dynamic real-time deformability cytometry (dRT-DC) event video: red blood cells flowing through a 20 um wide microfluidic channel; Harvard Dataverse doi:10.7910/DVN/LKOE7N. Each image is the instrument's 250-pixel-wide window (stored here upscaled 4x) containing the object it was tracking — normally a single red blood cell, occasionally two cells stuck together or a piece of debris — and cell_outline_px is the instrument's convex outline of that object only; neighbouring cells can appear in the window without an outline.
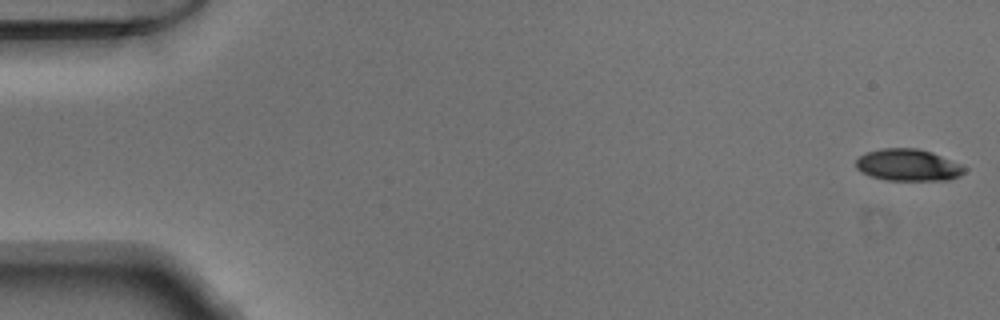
{"species": "Egyptian fruit bat (a non-hibernating species)", "species_latin": "Rousettus aegyptiacus", "temperature_condition": "warm", "stored_images_in_passage": 51, "camera_frame_rate_fps": 3000, "um_per_image_px": 0.085, "animal": {"sex": "male"}, "frame": {"image": 1, "passage_image": 1, "time_ms": 0.0, "image_size_px": [1000, 320], "cell_outline_px": [[968, 168], [960, 176], [948, 180], [888, 180], [872, 176], [860, 172], [856, 168], [856, 160], [860, 156], [868, 152], [880, 148], [916, 148], [932, 152], [960, 164]], "centroid_in_image_um": [77.2, 14.03], "position_along_channel_um": 7.8, "area_um2": 20.11}}
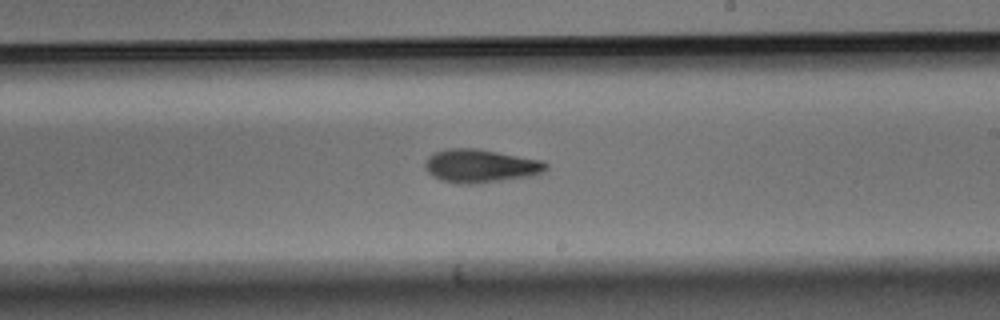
{"frame": {"image": 2, "passage_image": 30, "time_ms": 9.667, "image_size_px": [1000, 320], "cell_outline_px": [[548, 168], [540, 176], [476, 184], [456, 184], [440, 180], [432, 176], [424, 168], [424, 164], [428, 156], [436, 152], [448, 148], [476, 148], [544, 160], [548, 164]], "centroid_in_image_um": [40.91, 14.12], "position_along_channel_um": 248.1, "area_um2": 24.22}}
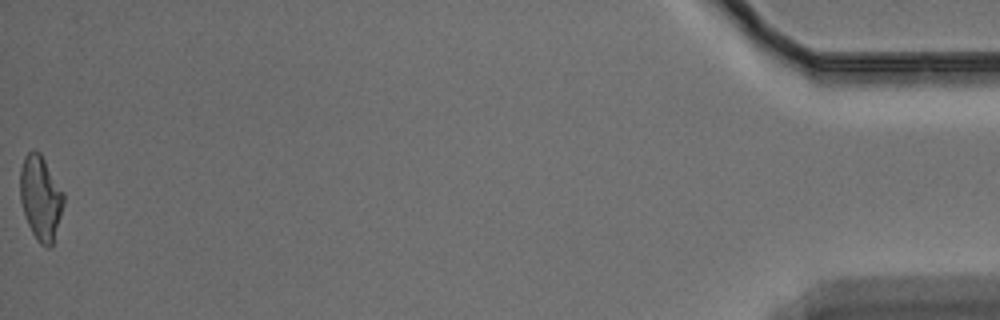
{"frame": {"image": 3, "passage_image": 51, "time_ms": 16.667, "image_size_px": [1000, 320], "cell_outline_px": [[64, 204], [52, 244], [48, 248], [40, 244], [32, 232], [24, 216], [20, 200], [20, 168], [24, 156], [28, 152], [36, 148], [40, 152], [64, 192]], "centroid_in_image_um": [3.44, 16.78], "position_along_channel_um": 431.8, "area_um2": 21.5}}